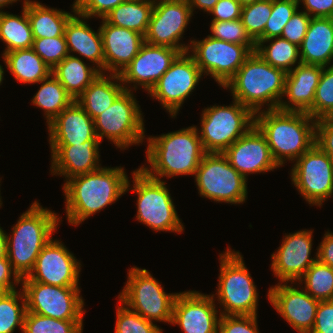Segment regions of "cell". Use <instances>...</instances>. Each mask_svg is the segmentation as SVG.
Masks as SVG:
<instances>
[{
    "label": "cell",
    "mask_w": 333,
    "mask_h": 333,
    "mask_svg": "<svg viewBox=\"0 0 333 333\" xmlns=\"http://www.w3.org/2000/svg\"><path fill=\"white\" fill-rule=\"evenodd\" d=\"M316 121L301 111L272 109L255 114V126L265 136L279 167L288 161L294 164L315 144Z\"/></svg>",
    "instance_id": "3957f363"
},
{
    "label": "cell",
    "mask_w": 333,
    "mask_h": 333,
    "mask_svg": "<svg viewBox=\"0 0 333 333\" xmlns=\"http://www.w3.org/2000/svg\"><path fill=\"white\" fill-rule=\"evenodd\" d=\"M125 90L118 74L101 72L76 101L94 120L108 109Z\"/></svg>",
    "instance_id": "f1b7e54d"
},
{
    "label": "cell",
    "mask_w": 333,
    "mask_h": 333,
    "mask_svg": "<svg viewBox=\"0 0 333 333\" xmlns=\"http://www.w3.org/2000/svg\"><path fill=\"white\" fill-rule=\"evenodd\" d=\"M215 299L211 294L196 290L179 292L174 301L171 324L178 325L184 333H218L221 314L216 309Z\"/></svg>",
    "instance_id": "ffe728a7"
},
{
    "label": "cell",
    "mask_w": 333,
    "mask_h": 333,
    "mask_svg": "<svg viewBox=\"0 0 333 333\" xmlns=\"http://www.w3.org/2000/svg\"><path fill=\"white\" fill-rule=\"evenodd\" d=\"M21 13L19 16L0 11V40L6 45L3 55L15 50L30 49L33 46L31 24L24 6Z\"/></svg>",
    "instance_id": "836d02e7"
},
{
    "label": "cell",
    "mask_w": 333,
    "mask_h": 333,
    "mask_svg": "<svg viewBox=\"0 0 333 333\" xmlns=\"http://www.w3.org/2000/svg\"><path fill=\"white\" fill-rule=\"evenodd\" d=\"M286 72L268 64L257 52H252L236 74L224 85L232 100L239 101L254 114L278 109L284 94Z\"/></svg>",
    "instance_id": "5b68a950"
},
{
    "label": "cell",
    "mask_w": 333,
    "mask_h": 333,
    "mask_svg": "<svg viewBox=\"0 0 333 333\" xmlns=\"http://www.w3.org/2000/svg\"><path fill=\"white\" fill-rule=\"evenodd\" d=\"M99 140H88L81 144L50 145L51 174L71 177L93 172L101 168Z\"/></svg>",
    "instance_id": "cb8c5ba5"
},
{
    "label": "cell",
    "mask_w": 333,
    "mask_h": 333,
    "mask_svg": "<svg viewBox=\"0 0 333 333\" xmlns=\"http://www.w3.org/2000/svg\"><path fill=\"white\" fill-rule=\"evenodd\" d=\"M83 320H60L26 311L22 333H82Z\"/></svg>",
    "instance_id": "f35d334b"
},
{
    "label": "cell",
    "mask_w": 333,
    "mask_h": 333,
    "mask_svg": "<svg viewBox=\"0 0 333 333\" xmlns=\"http://www.w3.org/2000/svg\"><path fill=\"white\" fill-rule=\"evenodd\" d=\"M188 52L203 76H211L223 88L252 53L245 45L226 42L207 35L203 40H190Z\"/></svg>",
    "instance_id": "5bb4252c"
},
{
    "label": "cell",
    "mask_w": 333,
    "mask_h": 333,
    "mask_svg": "<svg viewBox=\"0 0 333 333\" xmlns=\"http://www.w3.org/2000/svg\"><path fill=\"white\" fill-rule=\"evenodd\" d=\"M299 54L302 64L333 66V18H311Z\"/></svg>",
    "instance_id": "83f0119b"
},
{
    "label": "cell",
    "mask_w": 333,
    "mask_h": 333,
    "mask_svg": "<svg viewBox=\"0 0 333 333\" xmlns=\"http://www.w3.org/2000/svg\"><path fill=\"white\" fill-rule=\"evenodd\" d=\"M209 34L212 38L226 42L245 45L251 52L256 49V43L248 35L241 18L232 21H211Z\"/></svg>",
    "instance_id": "ee69618b"
},
{
    "label": "cell",
    "mask_w": 333,
    "mask_h": 333,
    "mask_svg": "<svg viewBox=\"0 0 333 333\" xmlns=\"http://www.w3.org/2000/svg\"><path fill=\"white\" fill-rule=\"evenodd\" d=\"M17 1H20V0H0V11L4 7H8V5L10 6V4L12 5L13 3L15 4V2L17 3Z\"/></svg>",
    "instance_id": "680465c9"
},
{
    "label": "cell",
    "mask_w": 333,
    "mask_h": 333,
    "mask_svg": "<svg viewBox=\"0 0 333 333\" xmlns=\"http://www.w3.org/2000/svg\"><path fill=\"white\" fill-rule=\"evenodd\" d=\"M4 74H5L4 68H3V66H1V64H0V85H2L1 83H2L3 80H4Z\"/></svg>",
    "instance_id": "94428289"
},
{
    "label": "cell",
    "mask_w": 333,
    "mask_h": 333,
    "mask_svg": "<svg viewBox=\"0 0 333 333\" xmlns=\"http://www.w3.org/2000/svg\"><path fill=\"white\" fill-rule=\"evenodd\" d=\"M309 333H333V300L319 301L315 322Z\"/></svg>",
    "instance_id": "681fc988"
},
{
    "label": "cell",
    "mask_w": 333,
    "mask_h": 333,
    "mask_svg": "<svg viewBox=\"0 0 333 333\" xmlns=\"http://www.w3.org/2000/svg\"><path fill=\"white\" fill-rule=\"evenodd\" d=\"M317 260L333 268V232L329 230L324 234L317 247Z\"/></svg>",
    "instance_id": "11a10c76"
},
{
    "label": "cell",
    "mask_w": 333,
    "mask_h": 333,
    "mask_svg": "<svg viewBox=\"0 0 333 333\" xmlns=\"http://www.w3.org/2000/svg\"><path fill=\"white\" fill-rule=\"evenodd\" d=\"M21 300V303H18ZM27 311L26 298L22 289L0 294V333H14L17 327L23 331Z\"/></svg>",
    "instance_id": "8d00e7d4"
},
{
    "label": "cell",
    "mask_w": 333,
    "mask_h": 333,
    "mask_svg": "<svg viewBox=\"0 0 333 333\" xmlns=\"http://www.w3.org/2000/svg\"><path fill=\"white\" fill-rule=\"evenodd\" d=\"M133 185L128 179L126 192L131 190L138 196L136 220L153 231L182 233L184 225L179 218L167 183L148 176L138 168L132 172Z\"/></svg>",
    "instance_id": "52a82bcc"
},
{
    "label": "cell",
    "mask_w": 333,
    "mask_h": 333,
    "mask_svg": "<svg viewBox=\"0 0 333 333\" xmlns=\"http://www.w3.org/2000/svg\"><path fill=\"white\" fill-rule=\"evenodd\" d=\"M39 90L33 96L31 102L43 110L45 120L49 124L57 117L74 99L67 93L61 83L51 74L39 82Z\"/></svg>",
    "instance_id": "e575fe53"
},
{
    "label": "cell",
    "mask_w": 333,
    "mask_h": 333,
    "mask_svg": "<svg viewBox=\"0 0 333 333\" xmlns=\"http://www.w3.org/2000/svg\"><path fill=\"white\" fill-rule=\"evenodd\" d=\"M258 315H220L218 333H259Z\"/></svg>",
    "instance_id": "bcb514c9"
},
{
    "label": "cell",
    "mask_w": 333,
    "mask_h": 333,
    "mask_svg": "<svg viewBox=\"0 0 333 333\" xmlns=\"http://www.w3.org/2000/svg\"><path fill=\"white\" fill-rule=\"evenodd\" d=\"M32 49L52 69L69 55L65 35L34 38Z\"/></svg>",
    "instance_id": "f6af8a7d"
},
{
    "label": "cell",
    "mask_w": 333,
    "mask_h": 333,
    "mask_svg": "<svg viewBox=\"0 0 333 333\" xmlns=\"http://www.w3.org/2000/svg\"><path fill=\"white\" fill-rule=\"evenodd\" d=\"M153 8L154 0H127L103 19L111 25L134 30L145 36Z\"/></svg>",
    "instance_id": "d6a6232c"
},
{
    "label": "cell",
    "mask_w": 333,
    "mask_h": 333,
    "mask_svg": "<svg viewBox=\"0 0 333 333\" xmlns=\"http://www.w3.org/2000/svg\"><path fill=\"white\" fill-rule=\"evenodd\" d=\"M194 178L200 197L231 205L247 200V179L230 165L223 153H206Z\"/></svg>",
    "instance_id": "8fae6325"
},
{
    "label": "cell",
    "mask_w": 333,
    "mask_h": 333,
    "mask_svg": "<svg viewBox=\"0 0 333 333\" xmlns=\"http://www.w3.org/2000/svg\"><path fill=\"white\" fill-rule=\"evenodd\" d=\"M127 182L128 175L121 166L101 167L66 180L62 189L69 225L77 227L90 216L115 203L126 194Z\"/></svg>",
    "instance_id": "6da1fadb"
},
{
    "label": "cell",
    "mask_w": 333,
    "mask_h": 333,
    "mask_svg": "<svg viewBox=\"0 0 333 333\" xmlns=\"http://www.w3.org/2000/svg\"><path fill=\"white\" fill-rule=\"evenodd\" d=\"M116 309L114 333H162L163 330L154 322L146 320L137 312L129 309L120 300Z\"/></svg>",
    "instance_id": "60d3db41"
},
{
    "label": "cell",
    "mask_w": 333,
    "mask_h": 333,
    "mask_svg": "<svg viewBox=\"0 0 333 333\" xmlns=\"http://www.w3.org/2000/svg\"><path fill=\"white\" fill-rule=\"evenodd\" d=\"M118 299L129 309L151 322L171 325L173 305L178 293H166L164 286L145 268L133 266Z\"/></svg>",
    "instance_id": "9c48e42d"
},
{
    "label": "cell",
    "mask_w": 333,
    "mask_h": 333,
    "mask_svg": "<svg viewBox=\"0 0 333 333\" xmlns=\"http://www.w3.org/2000/svg\"><path fill=\"white\" fill-rule=\"evenodd\" d=\"M22 279L13 270L11 263L7 257L0 258V289L3 292L14 291L16 285L21 286Z\"/></svg>",
    "instance_id": "f5cc1de1"
},
{
    "label": "cell",
    "mask_w": 333,
    "mask_h": 333,
    "mask_svg": "<svg viewBox=\"0 0 333 333\" xmlns=\"http://www.w3.org/2000/svg\"><path fill=\"white\" fill-rule=\"evenodd\" d=\"M220 273L216 297L221 315H257L259 293L249 273L243 256L228 246L219 254Z\"/></svg>",
    "instance_id": "8992f818"
},
{
    "label": "cell",
    "mask_w": 333,
    "mask_h": 333,
    "mask_svg": "<svg viewBox=\"0 0 333 333\" xmlns=\"http://www.w3.org/2000/svg\"><path fill=\"white\" fill-rule=\"evenodd\" d=\"M223 155L245 179L248 174H260L280 168L271 154L265 136L254 125L229 146Z\"/></svg>",
    "instance_id": "7402d4cb"
},
{
    "label": "cell",
    "mask_w": 333,
    "mask_h": 333,
    "mask_svg": "<svg viewBox=\"0 0 333 333\" xmlns=\"http://www.w3.org/2000/svg\"><path fill=\"white\" fill-rule=\"evenodd\" d=\"M145 139H148L145 151L148 165L145 167L143 164L139 168L158 180L180 175L194 176L206 154L196 125Z\"/></svg>",
    "instance_id": "7a4b0ae2"
},
{
    "label": "cell",
    "mask_w": 333,
    "mask_h": 333,
    "mask_svg": "<svg viewBox=\"0 0 333 333\" xmlns=\"http://www.w3.org/2000/svg\"><path fill=\"white\" fill-rule=\"evenodd\" d=\"M327 118L329 120H333V110L331 111V113L327 116Z\"/></svg>",
    "instance_id": "6125c7cd"
},
{
    "label": "cell",
    "mask_w": 333,
    "mask_h": 333,
    "mask_svg": "<svg viewBox=\"0 0 333 333\" xmlns=\"http://www.w3.org/2000/svg\"><path fill=\"white\" fill-rule=\"evenodd\" d=\"M300 287L301 285L297 282L296 284L295 282L291 284L278 282L269 288L267 296L276 312L294 330L298 333H309L315 322L319 300L314 299Z\"/></svg>",
    "instance_id": "d6986e66"
},
{
    "label": "cell",
    "mask_w": 333,
    "mask_h": 333,
    "mask_svg": "<svg viewBox=\"0 0 333 333\" xmlns=\"http://www.w3.org/2000/svg\"><path fill=\"white\" fill-rule=\"evenodd\" d=\"M299 5L304 7L311 18L331 17L333 18V0H298Z\"/></svg>",
    "instance_id": "db71d44e"
},
{
    "label": "cell",
    "mask_w": 333,
    "mask_h": 333,
    "mask_svg": "<svg viewBox=\"0 0 333 333\" xmlns=\"http://www.w3.org/2000/svg\"><path fill=\"white\" fill-rule=\"evenodd\" d=\"M323 67L299 64L286 74L283 99L278 109L282 111L307 112L315 98Z\"/></svg>",
    "instance_id": "484cf974"
},
{
    "label": "cell",
    "mask_w": 333,
    "mask_h": 333,
    "mask_svg": "<svg viewBox=\"0 0 333 333\" xmlns=\"http://www.w3.org/2000/svg\"><path fill=\"white\" fill-rule=\"evenodd\" d=\"M313 229L285 234L281 245L271 255L273 275L280 282H298L307 269L317 261L311 257ZM311 257V258H310Z\"/></svg>",
    "instance_id": "44dd1931"
},
{
    "label": "cell",
    "mask_w": 333,
    "mask_h": 333,
    "mask_svg": "<svg viewBox=\"0 0 333 333\" xmlns=\"http://www.w3.org/2000/svg\"><path fill=\"white\" fill-rule=\"evenodd\" d=\"M217 2L218 0H188L192 14L196 9L203 10L208 14L214 8Z\"/></svg>",
    "instance_id": "9f6ffc18"
},
{
    "label": "cell",
    "mask_w": 333,
    "mask_h": 333,
    "mask_svg": "<svg viewBox=\"0 0 333 333\" xmlns=\"http://www.w3.org/2000/svg\"><path fill=\"white\" fill-rule=\"evenodd\" d=\"M310 21L311 17L298 8L291 19L285 24L280 37L299 47L308 30Z\"/></svg>",
    "instance_id": "7dc6e473"
},
{
    "label": "cell",
    "mask_w": 333,
    "mask_h": 333,
    "mask_svg": "<svg viewBox=\"0 0 333 333\" xmlns=\"http://www.w3.org/2000/svg\"><path fill=\"white\" fill-rule=\"evenodd\" d=\"M241 10L238 0H218L209 15L213 16L211 21H232L241 18Z\"/></svg>",
    "instance_id": "816d5d0a"
},
{
    "label": "cell",
    "mask_w": 333,
    "mask_h": 333,
    "mask_svg": "<svg viewBox=\"0 0 333 333\" xmlns=\"http://www.w3.org/2000/svg\"><path fill=\"white\" fill-rule=\"evenodd\" d=\"M315 143L333 160V120L323 117L316 121Z\"/></svg>",
    "instance_id": "f907efd6"
},
{
    "label": "cell",
    "mask_w": 333,
    "mask_h": 333,
    "mask_svg": "<svg viewBox=\"0 0 333 333\" xmlns=\"http://www.w3.org/2000/svg\"><path fill=\"white\" fill-rule=\"evenodd\" d=\"M22 5L26 8L33 38H54L64 35L67 22L76 13L74 2L71 6L73 14L48 7L38 1L23 0Z\"/></svg>",
    "instance_id": "f546056e"
},
{
    "label": "cell",
    "mask_w": 333,
    "mask_h": 333,
    "mask_svg": "<svg viewBox=\"0 0 333 333\" xmlns=\"http://www.w3.org/2000/svg\"><path fill=\"white\" fill-rule=\"evenodd\" d=\"M28 312L60 320H83L84 299L80 286H55L22 280Z\"/></svg>",
    "instance_id": "7c38bea8"
},
{
    "label": "cell",
    "mask_w": 333,
    "mask_h": 333,
    "mask_svg": "<svg viewBox=\"0 0 333 333\" xmlns=\"http://www.w3.org/2000/svg\"><path fill=\"white\" fill-rule=\"evenodd\" d=\"M60 218L35 200L13 225L12 235L6 234L7 258L21 279L32 271L41 250L57 231Z\"/></svg>",
    "instance_id": "277c9868"
},
{
    "label": "cell",
    "mask_w": 333,
    "mask_h": 333,
    "mask_svg": "<svg viewBox=\"0 0 333 333\" xmlns=\"http://www.w3.org/2000/svg\"><path fill=\"white\" fill-rule=\"evenodd\" d=\"M50 145L81 144L88 140H99L94 120L74 100L48 125Z\"/></svg>",
    "instance_id": "d4e9b609"
},
{
    "label": "cell",
    "mask_w": 333,
    "mask_h": 333,
    "mask_svg": "<svg viewBox=\"0 0 333 333\" xmlns=\"http://www.w3.org/2000/svg\"><path fill=\"white\" fill-rule=\"evenodd\" d=\"M81 266L61 240L52 238L41 250L32 271L22 280L55 286H78Z\"/></svg>",
    "instance_id": "ac0fdd59"
},
{
    "label": "cell",
    "mask_w": 333,
    "mask_h": 333,
    "mask_svg": "<svg viewBox=\"0 0 333 333\" xmlns=\"http://www.w3.org/2000/svg\"><path fill=\"white\" fill-rule=\"evenodd\" d=\"M180 54L178 49L145 42L131 63L119 74L124 88L136 91L142 87L149 93Z\"/></svg>",
    "instance_id": "e0dca14e"
},
{
    "label": "cell",
    "mask_w": 333,
    "mask_h": 333,
    "mask_svg": "<svg viewBox=\"0 0 333 333\" xmlns=\"http://www.w3.org/2000/svg\"><path fill=\"white\" fill-rule=\"evenodd\" d=\"M255 52L268 64L280 68L286 73L291 71L294 66L301 64L299 47L282 37L259 41L256 44Z\"/></svg>",
    "instance_id": "d590c367"
},
{
    "label": "cell",
    "mask_w": 333,
    "mask_h": 333,
    "mask_svg": "<svg viewBox=\"0 0 333 333\" xmlns=\"http://www.w3.org/2000/svg\"><path fill=\"white\" fill-rule=\"evenodd\" d=\"M197 128L206 153H223L255 125V114L233 100L229 106L213 105L202 110ZM200 129V130H199Z\"/></svg>",
    "instance_id": "ba28073f"
},
{
    "label": "cell",
    "mask_w": 333,
    "mask_h": 333,
    "mask_svg": "<svg viewBox=\"0 0 333 333\" xmlns=\"http://www.w3.org/2000/svg\"><path fill=\"white\" fill-rule=\"evenodd\" d=\"M203 74L189 52L181 53L148 94L160 102L171 118L178 115Z\"/></svg>",
    "instance_id": "9a60e30c"
},
{
    "label": "cell",
    "mask_w": 333,
    "mask_h": 333,
    "mask_svg": "<svg viewBox=\"0 0 333 333\" xmlns=\"http://www.w3.org/2000/svg\"><path fill=\"white\" fill-rule=\"evenodd\" d=\"M86 19L88 18L76 12L67 22L64 35L68 53L71 56H76L75 53L79 54L104 73L101 32L99 28L97 31L93 30L85 21Z\"/></svg>",
    "instance_id": "4316f807"
},
{
    "label": "cell",
    "mask_w": 333,
    "mask_h": 333,
    "mask_svg": "<svg viewBox=\"0 0 333 333\" xmlns=\"http://www.w3.org/2000/svg\"><path fill=\"white\" fill-rule=\"evenodd\" d=\"M297 283L304 284L302 288L314 299L333 300V268L318 260L307 269Z\"/></svg>",
    "instance_id": "74e56055"
},
{
    "label": "cell",
    "mask_w": 333,
    "mask_h": 333,
    "mask_svg": "<svg viewBox=\"0 0 333 333\" xmlns=\"http://www.w3.org/2000/svg\"><path fill=\"white\" fill-rule=\"evenodd\" d=\"M140 108L133 91L125 90L108 109L94 119L99 141L102 143L106 138L120 150L142 144L146 131Z\"/></svg>",
    "instance_id": "30bf717a"
},
{
    "label": "cell",
    "mask_w": 333,
    "mask_h": 333,
    "mask_svg": "<svg viewBox=\"0 0 333 333\" xmlns=\"http://www.w3.org/2000/svg\"><path fill=\"white\" fill-rule=\"evenodd\" d=\"M2 58L15 80L23 84H37L52 74V68L32 48L2 54Z\"/></svg>",
    "instance_id": "1f68e13d"
},
{
    "label": "cell",
    "mask_w": 333,
    "mask_h": 333,
    "mask_svg": "<svg viewBox=\"0 0 333 333\" xmlns=\"http://www.w3.org/2000/svg\"><path fill=\"white\" fill-rule=\"evenodd\" d=\"M0 183H1V179H0ZM1 185V184H0ZM1 192V191H0ZM2 197H1V193H0V208L2 207Z\"/></svg>",
    "instance_id": "be15d7a7"
},
{
    "label": "cell",
    "mask_w": 333,
    "mask_h": 333,
    "mask_svg": "<svg viewBox=\"0 0 333 333\" xmlns=\"http://www.w3.org/2000/svg\"><path fill=\"white\" fill-rule=\"evenodd\" d=\"M99 27L104 50V73L120 74L139 53L144 36L134 30L107 23Z\"/></svg>",
    "instance_id": "603a6c76"
},
{
    "label": "cell",
    "mask_w": 333,
    "mask_h": 333,
    "mask_svg": "<svg viewBox=\"0 0 333 333\" xmlns=\"http://www.w3.org/2000/svg\"><path fill=\"white\" fill-rule=\"evenodd\" d=\"M127 0H75L76 12L89 19H103L111 10Z\"/></svg>",
    "instance_id": "c3c4849f"
},
{
    "label": "cell",
    "mask_w": 333,
    "mask_h": 333,
    "mask_svg": "<svg viewBox=\"0 0 333 333\" xmlns=\"http://www.w3.org/2000/svg\"><path fill=\"white\" fill-rule=\"evenodd\" d=\"M271 11L272 0H260L242 6L241 21L254 42L263 35Z\"/></svg>",
    "instance_id": "ab89813d"
},
{
    "label": "cell",
    "mask_w": 333,
    "mask_h": 333,
    "mask_svg": "<svg viewBox=\"0 0 333 333\" xmlns=\"http://www.w3.org/2000/svg\"><path fill=\"white\" fill-rule=\"evenodd\" d=\"M290 176L311 206L321 207L333 195V160L316 143L295 161Z\"/></svg>",
    "instance_id": "4fadbf2b"
},
{
    "label": "cell",
    "mask_w": 333,
    "mask_h": 333,
    "mask_svg": "<svg viewBox=\"0 0 333 333\" xmlns=\"http://www.w3.org/2000/svg\"><path fill=\"white\" fill-rule=\"evenodd\" d=\"M333 110V66L323 67L313 106L307 113L315 120L327 117Z\"/></svg>",
    "instance_id": "b9f144b4"
},
{
    "label": "cell",
    "mask_w": 333,
    "mask_h": 333,
    "mask_svg": "<svg viewBox=\"0 0 333 333\" xmlns=\"http://www.w3.org/2000/svg\"><path fill=\"white\" fill-rule=\"evenodd\" d=\"M238 1L242 6H244V5L251 4V3H254V2H257L260 0H238Z\"/></svg>",
    "instance_id": "91938a15"
},
{
    "label": "cell",
    "mask_w": 333,
    "mask_h": 333,
    "mask_svg": "<svg viewBox=\"0 0 333 333\" xmlns=\"http://www.w3.org/2000/svg\"><path fill=\"white\" fill-rule=\"evenodd\" d=\"M193 15L188 0H154L145 42L188 52L190 43L180 41Z\"/></svg>",
    "instance_id": "2e32d148"
},
{
    "label": "cell",
    "mask_w": 333,
    "mask_h": 333,
    "mask_svg": "<svg viewBox=\"0 0 333 333\" xmlns=\"http://www.w3.org/2000/svg\"><path fill=\"white\" fill-rule=\"evenodd\" d=\"M299 8L298 0H272L271 15L267 20L263 35L255 42L280 37L285 24Z\"/></svg>",
    "instance_id": "7bdbcfd3"
},
{
    "label": "cell",
    "mask_w": 333,
    "mask_h": 333,
    "mask_svg": "<svg viewBox=\"0 0 333 333\" xmlns=\"http://www.w3.org/2000/svg\"><path fill=\"white\" fill-rule=\"evenodd\" d=\"M90 64H86L79 56L68 55L52 69L53 76L74 100L101 73L98 68Z\"/></svg>",
    "instance_id": "4dcf8cb0"
},
{
    "label": "cell",
    "mask_w": 333,
    "mask_h": 333,
    "mask_svg": "<svg viewBox=\"0 0 333 333\" xmlns=\"http://www.w3.org/2000/svg\"><path fill=\"white\" fill-rule=\"evenodd\" d=\"M5 230L0 227V258L7 257V236Z\"/></svg>",
    "instance_id": "6f0895ef"
}]
</instances>
